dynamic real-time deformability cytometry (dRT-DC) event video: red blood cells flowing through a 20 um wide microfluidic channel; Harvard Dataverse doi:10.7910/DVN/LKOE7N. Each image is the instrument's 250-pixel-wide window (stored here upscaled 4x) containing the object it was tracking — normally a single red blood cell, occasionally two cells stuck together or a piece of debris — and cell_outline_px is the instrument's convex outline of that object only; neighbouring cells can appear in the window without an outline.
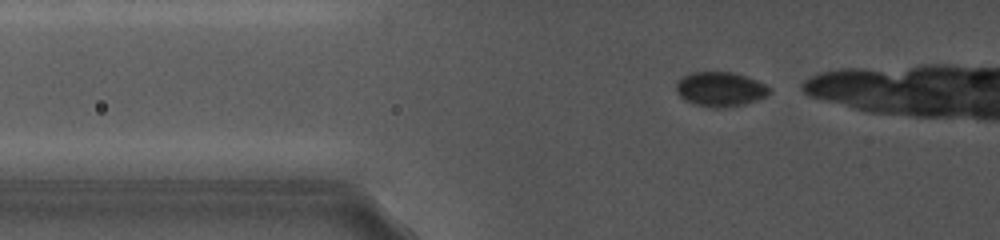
{"species": "common noctule bat (a hibernating species)", "species_latin": "Nyctalus noctula", "temperature_condition": "cold", "stored_images_in_passage": 10, "camera_frame_rate_fps": 5000, "um_per_image_px": 0.085, "animal": {"sex": "female", "body_mass_g": 19.0, "forearm_length_mm": 56.7}, "frame": {"image": 1, "passage_image": 2, "time_ms": 0.4, "image_size_px": [1000, 240], "cell_outline_px": [[772, 92], [756, 100], [744, 104], [724, 108], [712, 108], [692, 104], [684, 100], [676, 92], [676, 84], [684, 76], [692, 72], [732, 72], [756, 80], [772, 88]], "centroid_in_image_um": [61.21, 7.6], "position_along_channel_um": 64.6, "area_um2": 18.79}}